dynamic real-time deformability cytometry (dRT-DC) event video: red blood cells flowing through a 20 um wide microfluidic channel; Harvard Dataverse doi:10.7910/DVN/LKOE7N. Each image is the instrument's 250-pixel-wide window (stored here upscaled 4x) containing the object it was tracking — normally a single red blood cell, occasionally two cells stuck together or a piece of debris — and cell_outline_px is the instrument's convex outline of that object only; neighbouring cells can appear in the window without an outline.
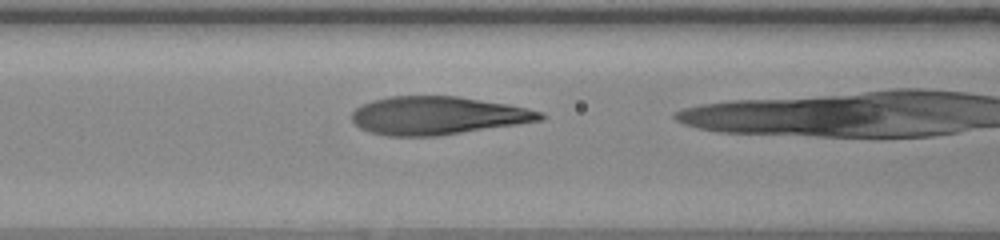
{"species": "human", "species_latin": "Homo sapiens", "temperature_condition": "warm", "stored_images_in_passage": 22, "camera_frame_rate_fps": 3000, "um_per_image_px": 0.085, "donor": {"sex": "female"}, "frame": {"image": 1, "passage_image": 3, "time_ms": 0.667, "image_size_px": [1000, 240], "cell_outline_px": [[548, 116], [544, 120], [436, 136], [388, 136], [368, 132], [360, 128], [352, 120], [352, 112], [356, 108], [372, 100], [392, 96], [456, 96], [508, 104], [528, 108], [544, 112]], "centroid_in_image_um": [37.22, 9.82], "position_along_channel_um": 129.4, "area_um2": 41.85}}
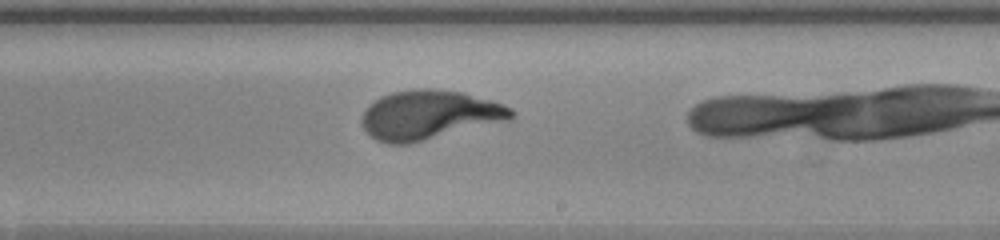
{"frame": {"image": 2, "passage_image": 12, "time_ms": 3.667, "image_size_px": [1000, 240], "cell_outline_px": [[516, 112], [508, 120], [408, 144], [388, 144], [376, 140], [360, 124], [360, 120], [368, 104], [380, 96], [392, 92], [416, 88], [432, 88], [460, 92], [492, 100], [504, 104], [512, 108]], "centroid_in_image_um": [36.45, 9.76], "position_along_channel_um": 252.5, "area_um2": 42.83}}
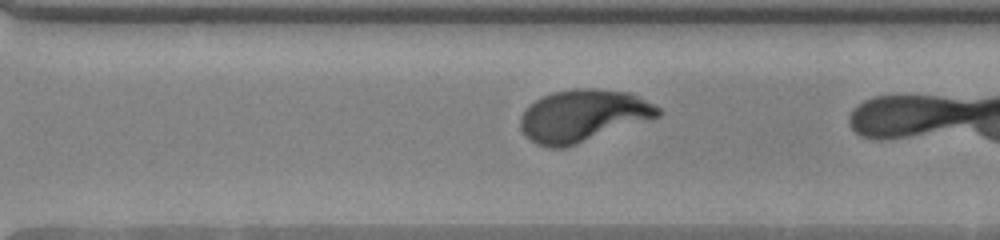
{"frame": {"image": 3, "passage_image": 17, "time_ms": 5.333, "image_size_px": [1000, 240], "cell_outline_px": [[664, 112], [660, 116], [564, 148], [548, 148], [536, 144], [524, 136], [520, 128], [520, 116], [536, 100], [552, 92], [580, 88], [592, 88], [632, 92], [660, 108]], "centroid_in_image_um": [49.56, 9.84], "position_along_channel_um": 321.0, "area_um2": 41.73}}